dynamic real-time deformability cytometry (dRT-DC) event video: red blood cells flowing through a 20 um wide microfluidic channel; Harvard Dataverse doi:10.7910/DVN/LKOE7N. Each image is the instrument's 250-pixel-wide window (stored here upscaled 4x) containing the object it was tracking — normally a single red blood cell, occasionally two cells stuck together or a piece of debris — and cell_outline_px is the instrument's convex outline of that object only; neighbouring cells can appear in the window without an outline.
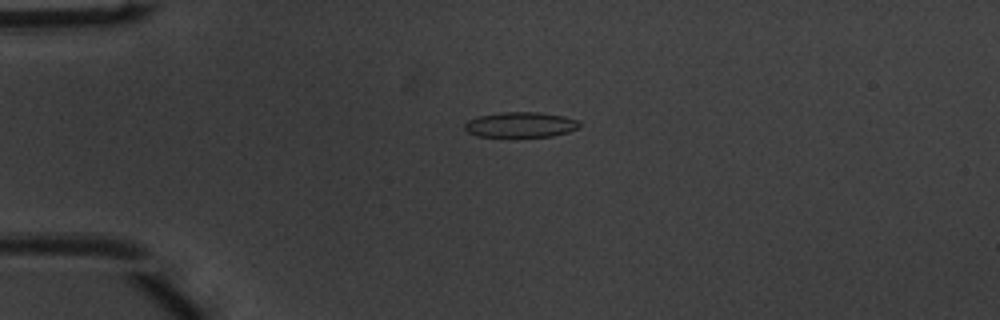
{"species": "common noctule bat (a hibernating species)", "species_latin": "Nyctalus noctula", "temperature_condition": "warm", "stored_images_in_passage": 41, "camera_frame_rate_fps": 3000, "um_per_image_px": 0.085, "animal": {"sex": "male", "body_mass_g": 20.1, "forearm_length_mm": 53.5}, "frame": {"image": 1, "passage_image": 3, "time_ms": 0.667, "image_size_px": [1000, 320], "cell_outline_px": [[580, 128], [568, 132], [552, 136], [476, 136], [468, 132], [464, 128], [464, 124], [468, 120], [476, 116], [500, 112], [540, 112], [564, 116], [580, 120]], "centroid_in_image_um": [44.26, 10.58], "position_along_channel_um": 40.7, "area_um2": 17.05}}
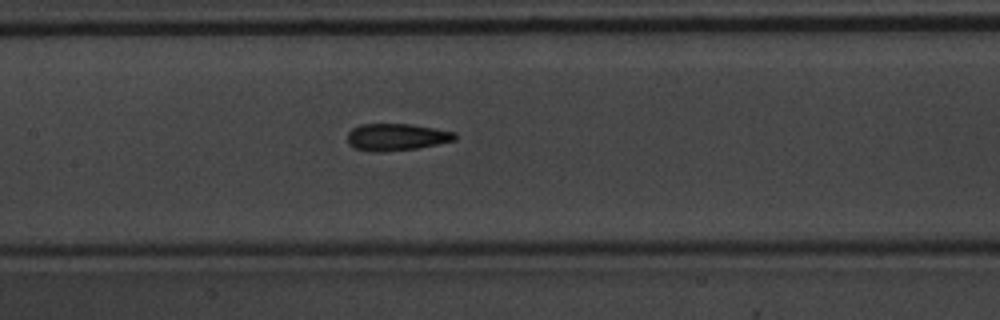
{"frame": {"image": 2, "passage_image": 15, "time_ms": 4.667, "image_size_px": [1000, 320], "cell_outline_px": [[456, 140], [416, 148], [380, 152], [372, 152], [356, 148], [348, 144], [348, 132], [352, 128], [360, 124], [412, 124], [456, 132]], "centroid_in_image_um": [33.69, 11.64], "position_along_channel_um": 173.7, "area_um2": 16.88}}
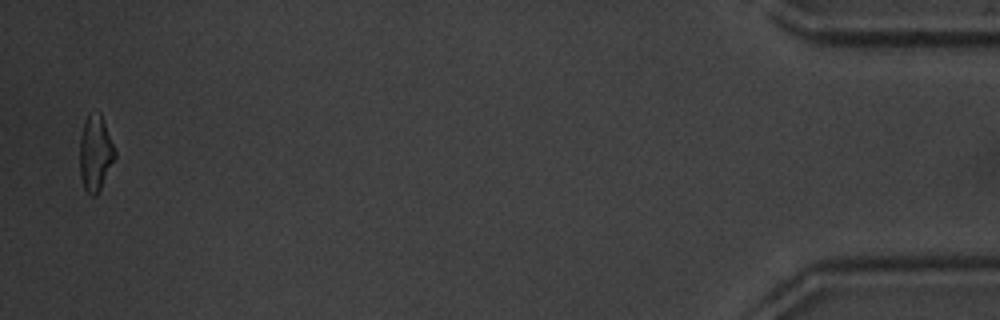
{"frame": {"image": 3, "passage_image": 40, "time_ms": 13.0, "image_size_px": [1000, 320], "cell_outline_px": [[116, 156], [96, 196], [92, 196], [84, 188], [80, 176], [80, 136], [84, 120], [88, 116], [100, 112], [104, 120], [116, 152]], "centroid_in_image_um": [8.1, 13.02], "position_along_channel_um": 427.1, "area_um2": 15.32}, "authors_computed_cell_mechanics": {"area_um2": 16.473, "velocity_mm_per_s": 4.0533, "shape_relaxation_time_tau1_ms": 3.6478, "shape_relaxation_time_tau2_ms": 2.2097, "deformation_change_tau1": 0.1748, "deformation_change_tau2": 0.1204}}